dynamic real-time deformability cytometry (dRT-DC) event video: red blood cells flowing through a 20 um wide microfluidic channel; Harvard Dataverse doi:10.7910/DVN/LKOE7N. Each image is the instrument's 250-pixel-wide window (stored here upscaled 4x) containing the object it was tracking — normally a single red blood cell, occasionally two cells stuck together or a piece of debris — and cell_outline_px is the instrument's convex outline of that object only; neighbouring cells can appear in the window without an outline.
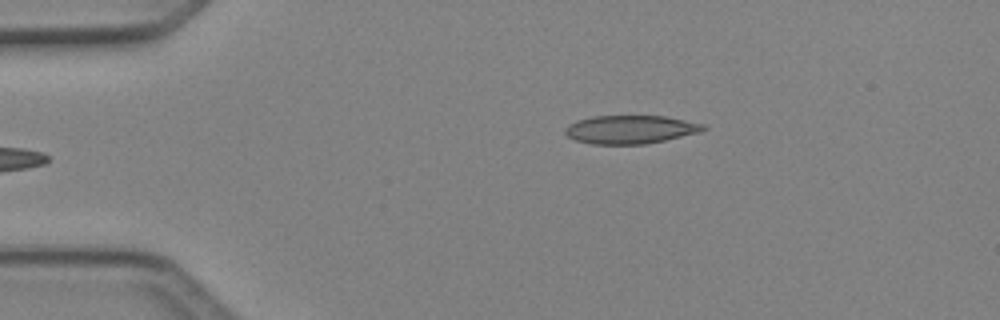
{"species": "Egyptian fruit bat (a non-hibernating species)", "species_latin": "Rousettus aegyptiacus", "temperature_condition": "cold", "stored_images_in_passage": 4, "camera_frame_rate_fps": 3000, "um_per_image_px": 0.085, "animal": {"sex": "female"}, "frame": {"image": 1, "passage_image": 4, "time_ms": 1.0, "image_size_px": [1000, 320], "cell_outline_px": [[708, 128], [700, 132], [664, 140], [644, 144], [592, 144], [576, 140], [568, 136], [564, 132], [564, 128], [568, 124], [576, 120], [592, 116], [664, 116], [704, 124]], "centroid_in_image_um": [53.55, 11.0], "position_along_channel_um": 31.4, "area_um2": 22.77}}